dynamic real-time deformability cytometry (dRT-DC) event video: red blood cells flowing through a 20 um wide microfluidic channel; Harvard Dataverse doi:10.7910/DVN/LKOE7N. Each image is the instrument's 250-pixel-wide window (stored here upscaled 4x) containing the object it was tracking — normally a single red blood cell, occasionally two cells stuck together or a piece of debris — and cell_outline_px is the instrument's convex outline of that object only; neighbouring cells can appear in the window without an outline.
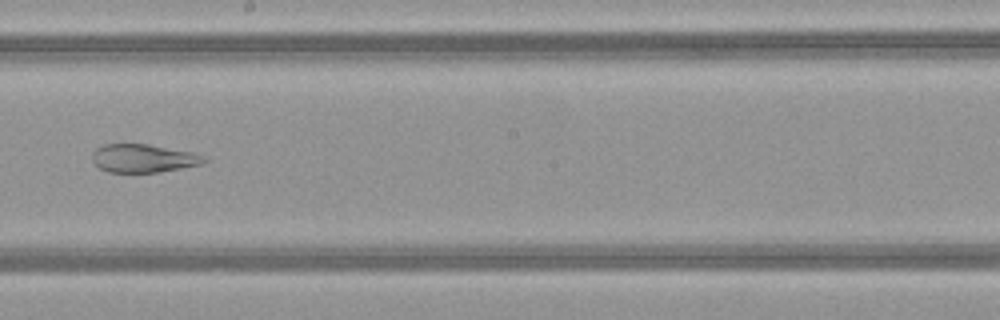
{"species": "common noctule bat (a hibernating species)", "species_latin": "Nyctalus noctula", "temperature_condition": "warm", "stored_images_in_passage": 49, "camera_frame_rate_fps": 3000, "um_per_image_px": 0.085, "animal": {"sex": "female", "body_mass_g": 21.9}, "frame": {"image": 1, "passage_image": 28, "time_ms": 9.0, "image_size_px": [1000, 320], "cell_outline_px": [[208, 160], [200, 164], [180, 168], [156, 172], [108, 172], [100, 168], [92, 160], [92, 152], [96, 148], [104, 144], [148, 144], [192, 152], [204, 156]], "centroid_in_image_um": [12.16, 13.45], "position_along_channel_um": 236.0, "area_um2": 18.26}}
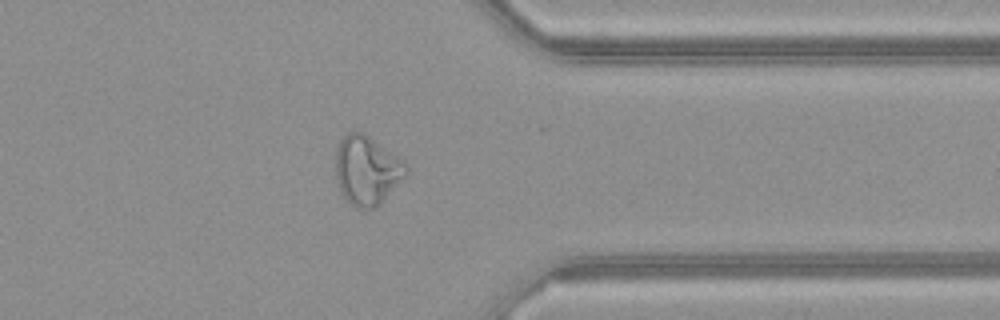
{"frame": {"image": 2, "passage_image": 39, "time_ms": 12.667, "image_size_px": [1000, 320], "cell_outline_px": [[408, 176], [376, 208], [356, 208], [340, 192], [336, 176], [336, 148], [340, 140], [348, 132], [364, 132], [404, 160], [408, 164]], "centroid_in_image_um": [31.23, 14.47], "position_along_channel_um": 380.2, "area_um2": 28.73}}
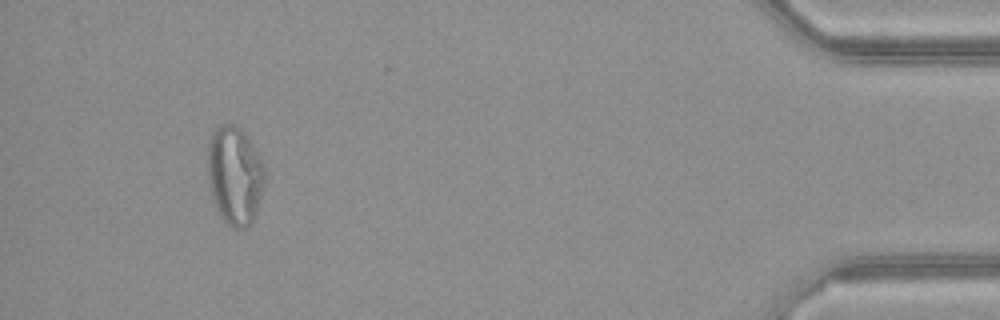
{"frame": {"image": 3, "passage_image": 46, "time_ms": 15.0, "image_size_px": [1000, 320], "cell_outline_px": [[264, 184], [256, 216], [244, 228], [236, 228], [228, 224], [220, 216], [212, 200], [208, 176], [208, 140], [212, 132], [220, 124], [236, 124], [248, 136], [264, 164]], "centroid_in_image_um": [19.95, 14.88], "position_along_channel_um": 415.2, "area_um2": 32.95}, "authors_computed_cell_mechanics": {"area_um2": 29.478, "velocity_mm_per_s": 4.1615, "shape_relaxation_time_tau1_ms": null, "shape_relaxation_time_tau2_ms": 1.3215, "deformation_change_tau1": null, "deformation_change_tau2": 0.0822}}